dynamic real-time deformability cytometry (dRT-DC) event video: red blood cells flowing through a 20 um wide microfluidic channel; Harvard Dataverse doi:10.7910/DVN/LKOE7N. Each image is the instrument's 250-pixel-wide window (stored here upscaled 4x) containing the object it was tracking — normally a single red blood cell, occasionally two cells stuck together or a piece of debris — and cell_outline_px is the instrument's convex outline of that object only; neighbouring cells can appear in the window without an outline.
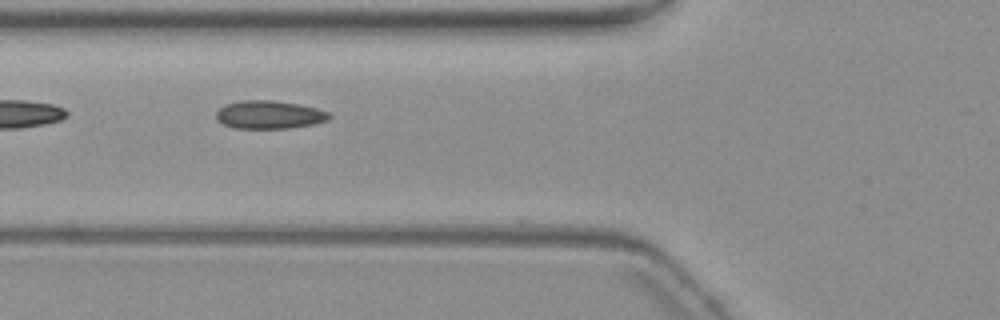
{"species": "common noctule bat (a hibernating species)", "species_latin": "Nyctalus noctula", "temperature_condition": "warm", "stored_images_in_passage": 5, "camera_frame_rate_fps": 3000, "um_per_image_px": 0.085, "animal": {"sex": "female", "body_mass_g": 19.3, "forearm_length_mm": 54.1}, "frame": {"image": 1, "passage_image": 3, "time_ms": 2.333, "image_size_px": [1000, 320], "cell_outline_px": [[332, 116], [328, 120], [312, 124], [288, 128], [236, 128], [224, 124], [216, 120], [216, 112], [224, 104], [240, 100], [272, 100], [296, 104], [316, 108], [328, 112]], "centroid_in_image_um": [22.85, 9.74], "position_along_channel_um": 102.9, "area_um2": 18.44}}
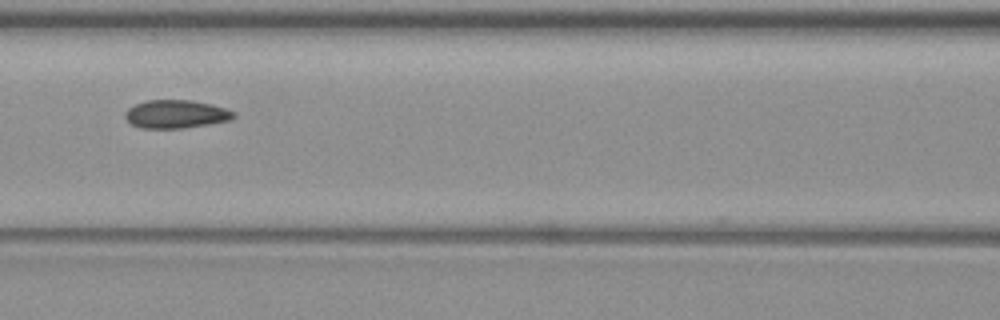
{"frame": {"image": 2, "passage_image": 4, "time_ms": 3.667, "image_size_px": [1000, 320], "cell_outline_px": [[236, 116], [232, 120], [184, 128], [140, 128], [132, 124], [124, 116], [124, 112], [128, 108], [136, 104], [148, 100], [192, 100], [212, 104], [228, 108], [236, 112]], "centroid_in_image_um": [15.01, 9.69], "position_along_channel_um": 151.6, "area_um2": 18.03}}
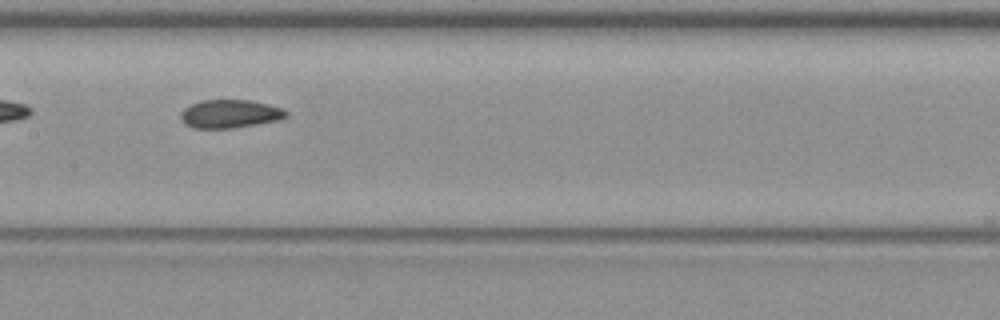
{"frame": {"image": 3, "passage_image": 5, "time_ms": 4.667, "image_size_px": [1000, 320], "cell_outline_px": [[288, 116], [276, 120], [232, 128], [192, 128], [184, 124], [180, 116], [184, 108], [200, 100], [248, 100], [268, 104], [284, 108], [288, 112]], "centroid_in_image_um": [19.53, 9.67], "position_along_channel_um": 187.9, "area_um2": 17.28}}